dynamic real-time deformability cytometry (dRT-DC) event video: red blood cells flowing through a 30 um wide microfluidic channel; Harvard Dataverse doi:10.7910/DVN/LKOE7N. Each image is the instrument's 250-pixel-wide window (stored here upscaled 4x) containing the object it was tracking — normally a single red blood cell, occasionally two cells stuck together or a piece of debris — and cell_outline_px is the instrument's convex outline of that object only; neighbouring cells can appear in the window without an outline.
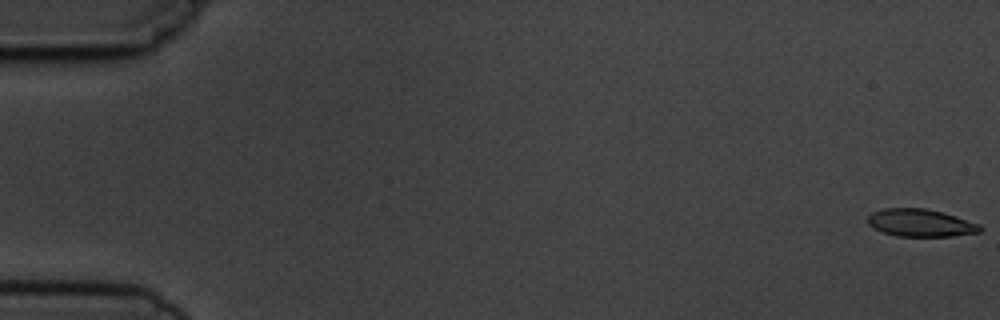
{"species": "common noctule bat (a hibernating species)", "species_latin": "Nyctalus noctula", "temperature_condition": "cold", "stored_images_in_passage": 5, "camera_frame_rate_fps": 3000, "um_per_image_px": 0.085, "animal": {"sex": "male", "body_mass_g": 19.5, "forearm_length_mm": 54.6}, "frame": {"image": 1, "passage_image": 1, "time_ms": 0.0, "image_size_px": [1000, 320], "cell_outline_px": [[984, 228], [980, 232], [952, 236], [896, 236], [872, 228], [868, 224], [868, 216], [872, 212], [884, 208], [924, 208], [944, 212], [980, 224]], "centroid_in_image_um": [78.26, 18.94], "position_along_channel_um": 6.7, "area_um2": 18.15}}
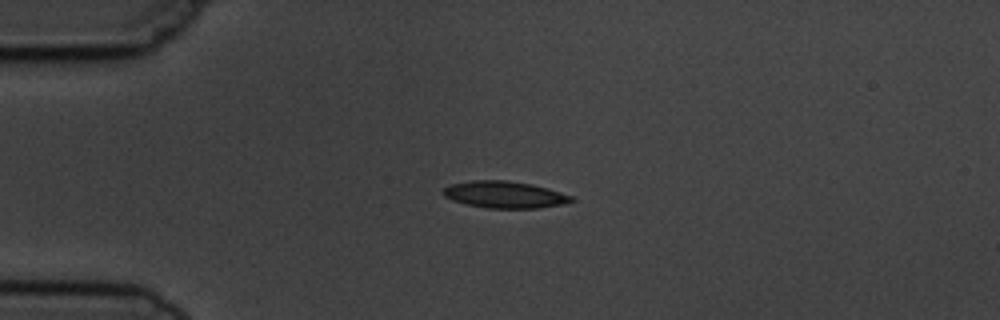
{"frame": {"image": 2, "passage_image": 4, "time_ms": 4.333, "image_size_px": [1000, 320], "cell_outline_px": [[576, 200], [564, 204], [536, 208], [488, 208], [468, 204], [452, 200], [444, 196], [444, 188], [448, 184], [472, 180], [504, 180], [532, 184], [548, 188], [572, 196]], "centroid_in_image_um": [42.9, 16.53], "position_along_channel_um": 42.1, "area_um2": 20.0}}